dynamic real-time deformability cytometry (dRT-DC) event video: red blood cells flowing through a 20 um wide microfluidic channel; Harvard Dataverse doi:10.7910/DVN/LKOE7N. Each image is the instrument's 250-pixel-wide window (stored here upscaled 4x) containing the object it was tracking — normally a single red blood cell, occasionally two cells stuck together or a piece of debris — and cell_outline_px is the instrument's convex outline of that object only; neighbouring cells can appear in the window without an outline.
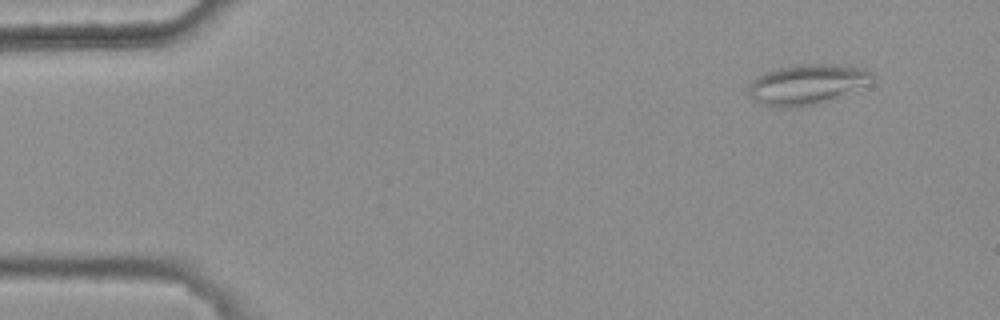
{"species": "common noctule bat (a hibernating species)", "species_latin": "Nyctalus noctula", "temperature_condition": "warm", "stored_images_in_passage": 5, "camera_frame_rate_fps": 3000, "um_per_image_px": 0.085, "animal": {"sex": "female", "body_mass_g": 25.1}, "frame": {"image": 1, "passage_image": 5, "time_ms": 1.333, "image_size_px": [1000, 320], "cell_outline_px": [[872, 76], [860, 84], [820, 104], [792, 108], [780, 108], [764, 104], [756, 100], [748, 92], [748, 84], [756, 76], [764, 72], [780, 68], [800, 64], [848, 64], [868, 68], [872, 72]], "centroid_in_image_um": [68.49, 7.15], "position_along_channel_um": 16.5, "area_um2": 28.32}}